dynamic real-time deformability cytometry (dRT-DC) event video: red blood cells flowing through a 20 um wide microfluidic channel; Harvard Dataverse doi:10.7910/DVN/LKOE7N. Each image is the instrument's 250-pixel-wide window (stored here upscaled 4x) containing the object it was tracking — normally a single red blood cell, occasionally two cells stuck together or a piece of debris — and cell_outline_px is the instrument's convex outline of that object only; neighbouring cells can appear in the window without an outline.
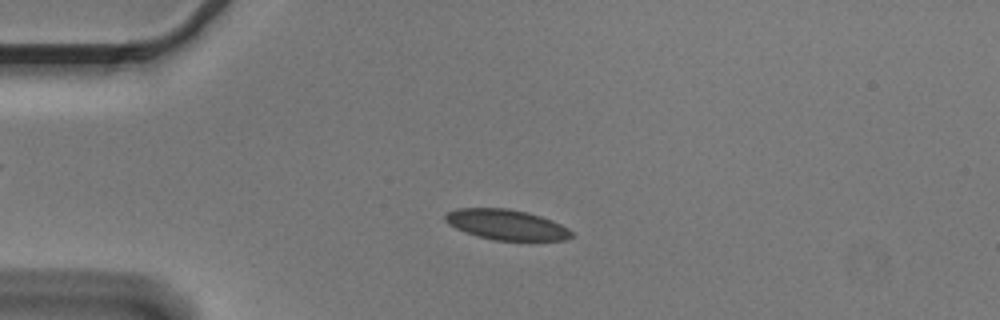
{"species": "Egyptian fruit bat (a non-hibernating species)", "species_latin": "Rousettus aegyptiacus", "temperature_condition": "cold", "stored_images_in_passage": 55, "camera_frame_rate_fps": 3000, "um_per_image_px": 0.085, "animal": {"sex": "male"}, "frame": {"image": 1, "passage_image": 13, "time_ms": 4.0, "image_size_px": [1000, 320], "cell_outline_px": [[572, 236], [568, 240], [492, 240], [464, 232], [448, 224], [444, 220], [444, 216], [448, 212], [456, 208], [508, 208], [528, 212], [552, 220], [568, 228], [572, 232]], "centroid_in_image_um": [43.03, 19.09], "position_along_channel_um": 42.0, "area_um2": 22.37}}
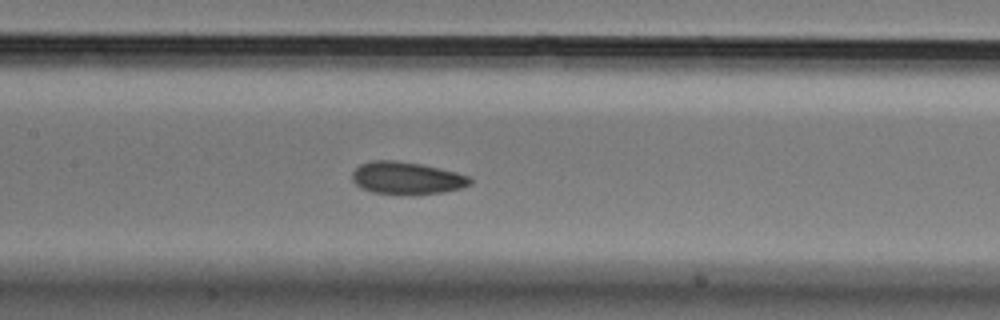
{"frame": {"image": 2, "passage_image": 26, "time_ms": 8.333, "image_size_px": [1000, 320], "cell_outline_px": [[472, 184], [460, 188], [444, 192], [408, 196], [372, 192], [360, 188], [352, 180], [352, 172], [360, 164], [372, 160], [396, 160], [424, 164], [456, 172], [468, 176], [472, 180]], "centroid_in_image_um": [34.56, 15.15], "position_along_channel_um": 172.8, "area_um2": 22.77}}
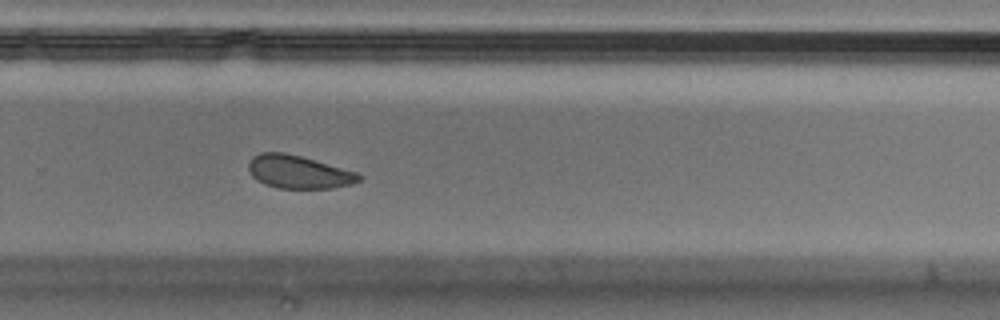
{"frame": {"image": 3, "passage_image": 37, "time_ms": 12.0, "image_size_px": [1000, 320], "cell_outline_px": [[364, 176], [360, 180], [352, 184], [332, 188], [280, 188], [264, 184], [256, 180], [252, 176], [248, 168], [248, 164], [252, 156], [260, 152], [284, 152], [300, 156], [356, 172]], "centroid_in_image_um": [25.35, 14.61], "position_along_channel_um": 304.4, "area_um2": 21.21}, "authors_computed_cell_mechanics": {"area_um2": 22.7732, "velocity_mm_per_s": 3.5983, "shape_relaxation_time_tau1_ms": 2.7582, "shape_relaxation_time_tau2_ms": 2.6501, "deformation_change_tau1": 0.0557, "deformation_change_tau2": 0.071}}